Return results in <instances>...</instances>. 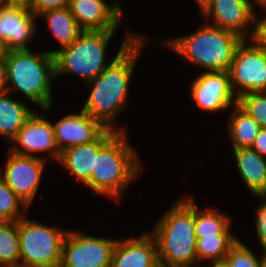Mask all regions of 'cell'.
Listing matches in <instances>:
<instances>
[{"instance_id":"6da1fadb","label":"cell","mask_w":266,"mask_h":267,"mask_svg":"<svg viewBox=\"0 0 266 267\" xmlns=\"http://www.w3.org/2000/svg\"><path fill=\"white\" fill-rule=\"evenodd\" d=\"M135 33L127 31L110 65L86 83L92 89L82 110L116 131H125L124 127H117L115 119L128 107L130 80L141 51L149 41L143 34Z\"/></svg>"},{"instance_id":"7a4b0ae2","label":"cell","mask_w":266,"mask_h":267,"mask_svg":"<svg viewBox=\"0 0 266 267\" xmlns=\"http://www.w3.org/2000/svg\"><path fill=\"white\" fill-rule=\"evenodd\" d=\"M150 234L156 241L161 267L196 266L194 198H180L156 222Z\"/></svg>"},{"instance_id":"3957f363","label":"cell","mask_w":266,"mask_h":267,"mask_svg":"<svg viewBox=\"0 0 266 267\" xmlns=\"http://www.w3.org/2000/svg\"><path fill=\"white\" fill-rule=\"evenodd\" d=\"M125 131H117L98 151L91 179L84 185L95 194L119 202L129 183L142 170V160L128 142Z\"/></svg>"},{"instance_id":"277c9868","label":"cell","mask_w":266,"mask_h":267,"mask_svg":"<svg viewBox=\"0 0 266 267\" xmlns=\"http://www.w3.org/2000/svg\"><path fill=\"white\" fill-rule=\"evenodd\" d=\"M243 40L231 31L203 22L196 31L168 38L160 44L173 50L194 66L211 72L229 71L235 51Z\"/></svg>"},{"instance_id":"5b68a950","label":"cell","mask_w":266,"mask_h":267,"mask_svg":"<svg viewBox=\"0 0 266 267\" xmlns=\"http://www.w3.org/2000/svg\"><path fill=\"white\" fill-rule=\"evenodd\" d=\"M7 93L18 92L48 112L52 108L51 85L55 80V59L49 50L35 52L32 49L7 51L5 58Z\"/></svg>"},{"instance_id":"8992f818","label":"cell","mask_w":266,"mask_h":267,"mask_svg":"<svg viewBox=\"0 0 266 267\" xmlns=\"http://www.w3.org/2000/svg\"><path fill=\"white\" fill-rule=\"evenodd\" d=\"M116 31H83L68 47L49 52L55 59V78L77 74L84 82L94 80L106 67V52Z\"/></svg>"},{"instance_id":"52a82bcc","label":"cell","mask_w":266,"mask_h":267,"mask_svg":"<svg viewBox=\"0 0 266 267\" xmlns=\"http://www.w3.org/2000/svg\"><path fill=\"white\" fill-rule=\"evenodd\" d=\"M67 232L22 217L18 220L20 267H60Z\"/></svg>"},{"instance_id":"ba28073f","label":"cell","mask_w":266,"mask_h":267,"mask_svg":"<svg viewBox=\"0 0 266 267\" xmlns=\"http://www.w3.org/2000/svg\"><path fill=\"white\" fill-rule=\"evenodd\" d=\"M229 74L237 98L251 92H266V50L251 39L243 40L235 51Z\"/></svg>"},{"instance_id":"9c48e42d","label":"cell","mask_w":266,"mask_h":267,"mask_svg":"<svg viewBox=\"0 0 266 267\" xmlns=\"http://www.w3.org/2000/svg\"><path fill=\"white\" fill-rule=\"evenodd\" d=\"M117 239L69 230L64 238L60 267H111Z\"/></svg>"},{"instance_id":"30bf717a","label":"cell","mask_w":266,"mask_h":267,"mask_svg":"<svg viewBox=\"0 0 266 267\" xmlns=\"http://www.w3.org/2000/svg\"><path fill=\"white\" fill-rule=\"evenodd\" d=\"M44 116V114H37V111H34L22 128L10 140L9 143L12 146L8 148V151L18 155L41 157L45 158V160L50 157L58 162L60 152L55 141L52 121ZM38 152H43L46 157L43 155L38 156Z\"/></svg>"},{"instance_id":"8fae6325","label":"cell","mask_w":266,"mask_h":267,"mask_svg":"<svg viewBox=\"0 0 266 267\" xmlns=\"http://www.w3.org/2000/svg\"><path fill=\"white\" fill-rule=\"evenodd\" d=\"M7 152L4 170L0 169V178L30 208L40 186L47 160Z\"/></svg>"},{"instance_id":"7c38bea8","label":"cell","mask_w":266,"mask_h":267,"mask_svg":"<svg viewBox=\"0 0 266 267\" xmlns=\"http://www.w3.org/2000/svg\"><path fill=\"white\" fill-rule=\"evenodd\" d=\"M252 1L211 0L200 12L205 18L204 22L231 31L244 40H250L254 31L256 14Z\"/></svg>"},{"instance_id":"4fadbf2b","label":"cell","mask_w":266,"mask_h":267,"mask_svg":"<svg viewBox=\"0 0 266 267\" xmlns=\"http://www.w3.org/2000/svg\"><path fill=\"white\" fill-rule=\"evenodd\" d=\"M190 94L195 105L208 114L228 110L232 103L237 104L229 71H205L199 74L191 84Z\"/></svg>"},{"instance_id":"5bb4252c","label":"cell","mask_w":266,"mask_h":267,"mask_svg":"<svg viewBox=\"0 0 266 267\" xmlns=\"http://www.w3.org/2000/svg\"><path fill=\"white\" fill-rule=\"evenodd\" d=\"M110 3V4H109ZM70 0L69 9L83 31H117L123 7L118 0Z\"/></svg>"},{"instance_id":"9a60e30c","label":"cell","mask_w":266,"mask_h":267,"mask_svg":"<svg viewBox=\"0 0 266 267\" xmlns=\"http://www.w3.org/2000/svg\"><path fill=\"white\" fill-rule=\"evenodd\" d=\"M36 17L26 6L7 4L0 11V40L6 49H29L36 34Z\"/></svg>"},{"instance_id":"2e32d148","label":"cell","mask_w":266,"mask_h":267,"mask_svg":"<svg viewBox=\"0 0 266 267\" xmlns=\"http://www.w3.org/2000/svg\"><path fill=\"white\" fill-rule=\"evenodd\" d=\"M58 150H63L95 141L107 128L81 109L77 114H68L53 123Z\"/></svg>"},{"instance_id":"e0dca14e","label":"cell","mask_w":266,"mask_h":267,"mask_svg":"<svg viewBox=\"0 0 266 267\" xmlns=\"http://www.w3.org/2000/svg\"><path fill=\"white\" fill-rule=\"evenodd\" d=\"M111 267H161L157 244L150 232L139 237L118 238Z\"/></svg>"},{"instance_id":"ac0fdd59","label":"cell","mask_w":266,"mask_h":267,"mask_svg":"<svg viewBox=\"0 0 266 267\" xmlns=\"http://www.w3.org/2000/svg\"><path fill=\"white\" fill-rule=\"evenodd\" d=\"M114 129L107 128L95 141L69 147L60 153L58 162L69 173L85 185L92 176L95 157L99 149L116 133Z\"/></svg>"},{"instance_id":"d6986e66","label":"cell","mask_w":266,"mask_h":267,"mask_svg":"<svg viewBox=\"0 0 266 267\" xmlns=\"http://www.w3.org/2000/svg\"><path fill=\"white\" fill-rule=\"evenodd\" d=\"M232 151L239 176L248 191L253 196L266 195V158L250 147L234 148Z\"/></svg>"},{"instance_id":"ffe728a7","label":"cell","mask_w":266,"mask_h":267,"mask_svg":"<svg viewBox=\"0 0 266 267\" xmlns=\"http://www.w3.org/2000/svg\"><path fill=\"white\" fill-rule=\"evenodd\" d=\"M33 112L24 101L12 98L9 93L0 95V136L10 142Z\"/></svg>"},{"instance_id":"44dd1931","label":"cell","mask_w":266,"mask_h":267,"mask_svg":"<svg viewBox=\"0 0 266 267\" xmlns=\"http://www.w3.org/2000/svg\"><path fill=\"white\" fill-rule=\"evenodd\" d=\"M37 17L46 19L50 32L61 46L59 49L71 46L83 32L69 7L48 10Z\"/></svg>"},{"instance_id":"7402d4cb","label":"cell","mask_w":266,"mask_h":267,"mask_svg":"<svg viewBox=\"0 0 266 267\" xmlns=\"http://www.w3.org/2000/svg\"><path fill=\"white\" fill-rule=\"evenodd\" d=\"M233 108L226 126L232 149L251 147L262 128L237 104Z\"/></svg>"},{"instance_id":"603a6c76","label":"cell","mask_w":266,"mask_h":267,"mask_svg":"<svg viewBox=\"0 0 266 267\" xmlns=\"http://www.w3.org/2000/svg\"><path fill=\"white\" fill-rule=\"evenodd\" d=\"M213 208H197L194 200V225L196 238L214 235H234L230 231L232 218Z\"/></svg>"},{"instance_id":"cb8c5ba5","label":"cell","mask_w":266,"mask_h":267,"mask_svg":"<svg viewBox=\"0 0 266 267\" xmlns=\"http://www.w3.org/2000/svg\"><path fill=\"white\" fill-rule=\"evenodd\" d=\"M196 253L198 264L224 260L231 247L238 241L235 235H214L196 238ZM207 260V261H206Z\"/></svg>"},{"instance_id":"d4e9b609","label":"cell","mask_w":266,"mask_h":267,"mask_svg":"<svg viewBox=\"0 0 266 267\" xmlns=\"http://www.w3.org/2000/svg\"><path fill=\"white\" fill-rule=\"evenodd\" d=\"M0 267H20L18 221H0Z\"/></svg>"},{"instance_id":"484cf974","label":"cell","mask_w":266,"mask_h":267,"mask_svg":"<svg viewBox=\"0 0 266 267\" xmlns=\"http://www.w3.org/2000/svg\"><path fill=\"white\" fill-rule=\"evenodd\" d=\"M27 210L25 202L0 178V221H18L27 216Z\"/></svg>"},{"instance_id":"4316f807","label":"cell","mask_w":266,"mask_h":267,"mask_svg":"<svg viewBox=\"0 0 266 267\" xmlns=\"http://www.w3.org/2000/svg\"><path fill=\"white\" fill-rule=\"evenodd\" d=\"M237 105L266 129V92H251L237 98Z\"/></svg>"},{"instance_id":"83f0119b","label":"cell","mask_w":266,"mask_h":267,"mask_svg":"<svg viewBox=\"0 0 266 267\" xmlns=\"http://www.w3.org/2000/svg\"><path fill=\"white\" fill-rule=\"evenodd\" d=\"M224 260L229 267H260L259 257L240 239L231 247Z\"/></svg>"},{"instance_id":"f1b7e54d","label":"cell","mask_w":266,"mask_h":267,"mask_svg":"<svg viewBox=\"0 0 266 267\" xmlns=\"http://www.w3.org/2000/svg\"><path fill=\"white\" fill-rule=\"evenodd\" d=\"M259 206L256 209L255 230L261 248L266 247V195H256Z\"/></svg>"},{"instance_id":"f546056e","label":"cell","mask_w":266,"mask_h":267,"mask_svg":"<svg viewBox=\"0 0 266 267\" xmlns=\"http://www.w3.org/2000/svg\"><path fill=\"white\" fill-rule=\"evenodd\" d=\"M69 4L70 0H32L26 7L37 17L48 10L69 7Z\"/></svg>"},{"instance_id":"4dcf8cb0","label":"cell","mask_w":266,"mask_h":267,"mask_svg":"<svg viewBox=\"0 0 266 267\" xmlns=\"http://www.w3.org/2000/svg\"><path fill=\"white\" fill-rule=\"evenodd\" d=\"M263 16L262 14L261 16L257 13L255 14L254 31L251 40L259 48L266 50V15Z\"/></svg>"},{"instance_id":"1f68e13d","label":"cell","mask_w":266,"mask_h":267,"mask_svg":"<svg viewBox=\"0 0 266 267\" xmlns=\"http://www.w3.org/2000/svg\"><path fill=\"white\" fill-rule=\"evenodd\" d=\"M250 148L254 149L260 156L266 157V129L260 131Z\"/></svg>"},{"instance_id":"d6a6232c","label":"cell","mask_w":266,"mask_h":267,"mask_svg":"<svg viewBox=\"0 0 266 267\" xmlns=\"http://www.w3.org/2000/svg\"><path fill=\"white\" fill-rule=\"evenodd\" d=\"M7 93V76L5 61L0 62V95Z\"/></svg>"},{"instance_id":"836d02e7","label":"cell","mask_w":266,"mask_h":267,"mask_svg":"<svg viewBox=\"0 0 266 267\" xmlns=\"http://www.w3.org/2000/svg\"><path fill=\"white\" fill-rule=\"evenodd\" d=\"M206 267H229V265L225 260H220V261H211L210 263H207Z\"/></svg>"},{"instance_id":"e575fe53","label":"cell","mask_w":266,"mask_h":267,"mask_svg":"<svg viewBox=\"0 0 266 267\" xmlns=\"http://www.w3.org/2000/svg\"><path fill=\"white\" fill-rule=\"evenodd\" d=\"M7 51L5 44L0 40V62L5 61Z\"/></svg>"},{"instance_id":"d590c367","label":"cell","mask_w":266,"mask_h":267,"mask_svg":"<svg viewBox=\"0 0 266 267\" xmlns=\"http://www.w3.org/2000/svg\"><path fill=\"white\" fill-rule=\"evenodd\" d=\"M31 1L32 0H7V3L27 6Z\"/></svg>"},{"instance_id":"8d00e7d4","label":"cell","mask_w":266,"mask_h":267,"mask_svg":"<svg viewBox=\"0 0 266 267\" xmlns=\"http://www.w3.org/2000/svg\"><path fill=\"white\" fill-rule=\"evenodd\" d=\"M263 251L262 256L259 258L260 267H266V247L261 248Z\"/></svg>"},{"instance_id":"74e56055","label":"cell","mask_w":266,"mask_h":267,"mask_svg":"<svg viewBox=\"0 0 266 267\" xmlns=\"http://www.w3.org/2000/svg\"><path fill=\"white\" fill-rule=\"evenodd\" d=\"M199 11H201L203 8L206 7V5L211 1V0H195Z\"/></svg>"},{"instance_id":"f35d334b","label":"cell","mask_w":266,"mask_h":267,"mask_svg":"<svg viewBox=\"0 0 266 267\" xmlns=\"http://www.w3.org/2000/svg\"><path fill=\"white\" fill-rule=\"evenodd\" d=\"M256 6L260 7L261 9L266 11V0H256Z\"/></svg>"},{"instance_id":"ab89813d","label":"cell","mask_w":266,"mask_h":267,"mask_svg":"<svg viewBox=\"0 0 266 267\" xmlns=\"http://www.w3.org/2000/svg\"><path fill=\"white\" fill-rule=\"evenodd\" d=\"M7 0H0V11L7 5Z\"/></svg>"}]
</instances>
